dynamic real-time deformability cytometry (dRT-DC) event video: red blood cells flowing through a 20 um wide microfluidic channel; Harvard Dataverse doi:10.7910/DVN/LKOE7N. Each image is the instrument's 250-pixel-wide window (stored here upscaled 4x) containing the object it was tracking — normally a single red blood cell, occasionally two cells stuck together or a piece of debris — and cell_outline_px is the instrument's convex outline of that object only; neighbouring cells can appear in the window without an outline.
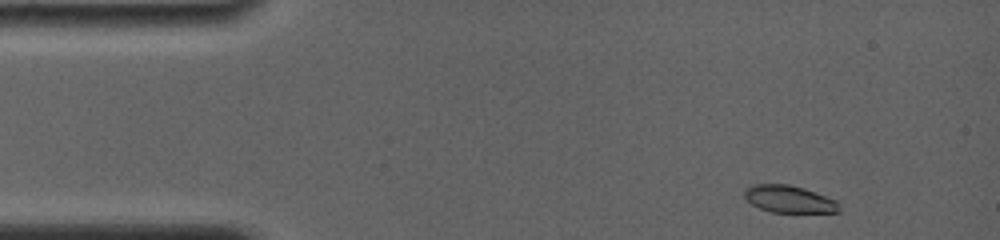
{"species": "common noctule bat (a hibernating species)", "species_latin": "Nyctalus noctula", "temperature_condition": "room temperature", "stored_images_in_passage": 61, "camera_frame_rate_fps": 4000, "um_per_image_px": 0.085, "animal": {"sex": "female", "body_mass_g": 19.0, "forearm_length_mm": 56.7}, "frame": {"image": 1, "passage_image": 1, "time_ms": 0.0, "image_size_px": [1000, 240], "cell_outline_px": [[840, 212], [772, 212], [760, 208], [752, 204], [744, 196], [744, 188], [752, 184], [788, 184], [804, 188], [816, 192], [836, 200], [840, 208]], "centroid_in_image_um": [67.06, 16.91], "position_along_channel_um": 17.9, "area_um2": 15.03}}
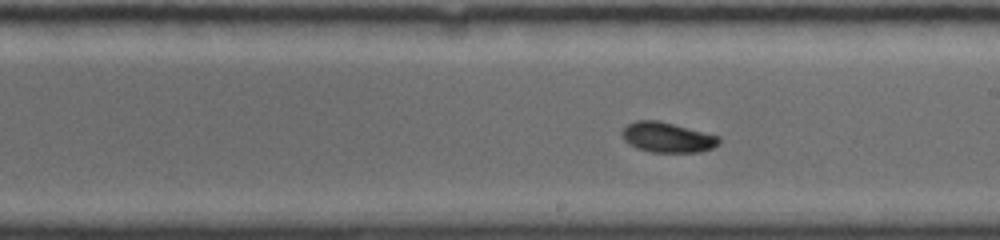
{"frame": {"image": 2, "passage_image": 35, "time_ms": 7.75, "image_size_px": [1000, 240], "cell_outline_px": [[720, 144], [712, 148], [700, 152], [652, 152], [636, 148], [624, 140], [620, 132], [628, 124], [636, 120], [656, 120], [720, 136]], "centroid_in_image_um": [56.72, 11.68], "position_along_channel_um": 232.3, "area_um2": 16.94}}
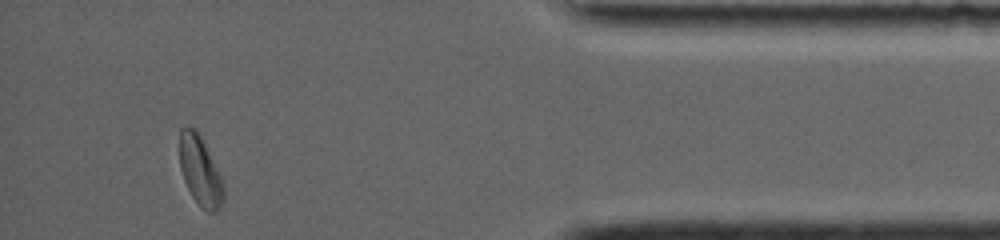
{"frame": {"image": 3, "passage_image": 59, "time_ms": 13.5, "image_size_px": [1000, 240], "cell_outline_px": [[224, 196], [216, 212], [208, 212], [192, 196], [184, 180], [180, 168], [180, 128], [196, 128], [220, 176], [224, 188]], "centroid_in_image_um": [16.99, 14.52], "position_along_channel_um": 418.2, "area_um2": 17.11}, "authors_computed_cell_mechanics": {"area_um2": 16.9354, "velocity_mm_per_s": 3.8139, "shape_relaxation_time_tau1_ms": 4.8778, "shape_relaxation_time_tau2_ms": 7.6163, "deformation_change_tau1": 0.1151, "deformation_change_tau2": 0.0842}}